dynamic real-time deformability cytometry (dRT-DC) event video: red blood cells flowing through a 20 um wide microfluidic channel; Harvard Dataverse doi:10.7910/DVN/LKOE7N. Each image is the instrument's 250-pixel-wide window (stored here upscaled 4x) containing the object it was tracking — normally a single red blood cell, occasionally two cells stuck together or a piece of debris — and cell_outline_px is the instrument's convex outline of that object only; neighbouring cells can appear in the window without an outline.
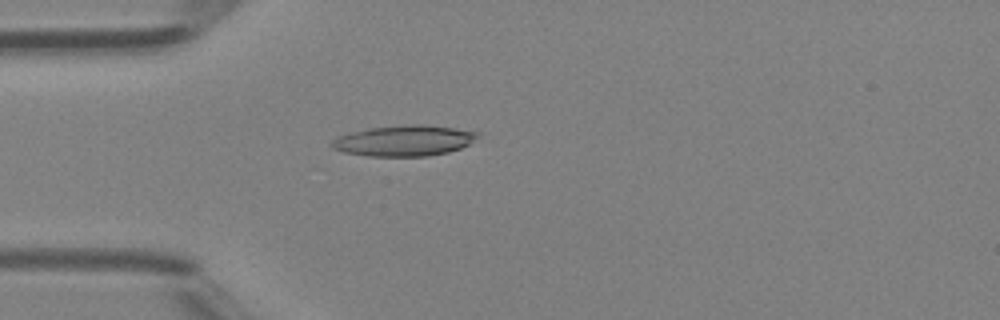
{"species": "Egyptian fruit bat (a non-hibernating species)", "species_latin": "Rousettus aegyptiacus", "temperature_condition": "room temperature", "stored_images_in_passage": 47, "camera_frame_rate_fps": 3000, "um_per_image_px": 0.085, "animal": {"sex": "female"}, "frame": {"image": 1, "passage_image": 13, "time_ms": 4.0, "image_size_px": [1000, 320], "cell_outline_px": [[480, 136], [468, 144], [460, 148], [448, 152], [428, 156], [368, 156], [344, 152], [332, 148], [328, 144], [336, 136], [368, 128], [404, 124], [420, 124], [456, 128], [480, 132]], "centroid_in_image_um": [34.33, 11.95], "position_along_channel_um": 50.7, "area_um2": 26.36}}
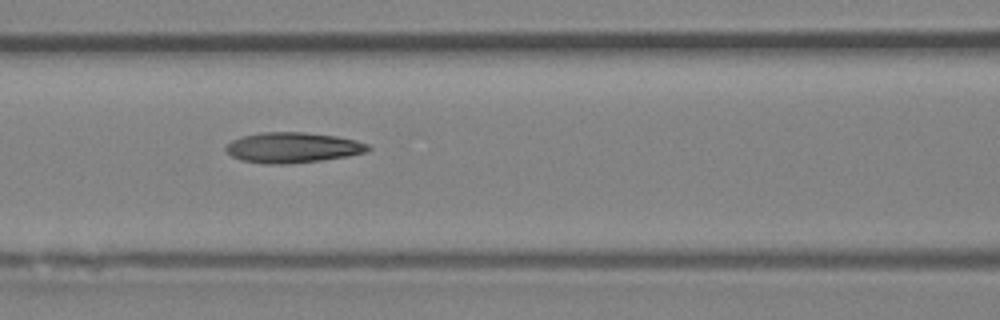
{"frame": {"image": 2, "passage_image": 20, "time_ms": 6.333, "image_size_px": [1000, 320], "cell_outline_px": [[372, 148], [368, 152], [348, 156], [320, 160], [288, 164], [264, 164], [240, 160], [232, 156], [224, 148], [232, 140], [240, 136], [260, 132], [304, 132], [336, 136], [356, 140], [368, 144]], "centroid_in_image_um": [24.88, 12.54], "position_along_channel_um": 141.7, "area_um2": 25.37}}
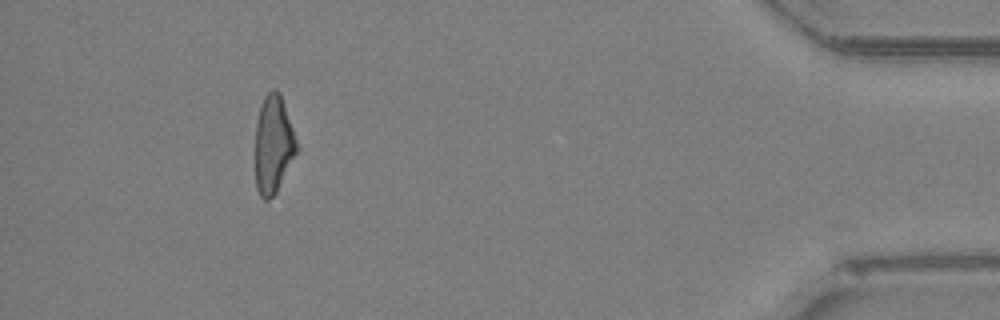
{"frame": {"image": 3, "passage_image": 43, "time_ms": 14.0, "image_size_px": [1000, 320], "cell_outline_px": [[300, 148], [276, 192], [268, 200], [264, 200], [260, 196], [256, 188], [256, 120], [264, 96], [272, 88], [276, 88], [280, 92]], "centroid_in_image_um": [23.25, 12.26], "position_along_channel_um": 411.9, "area_um2": 23.81}, "authors_computed_cell_mechanics": {"area_um2": 24.7962, "velocity_mm_per_s": 4.3474, "shape_relaxation_time_tau1_ms": 7.1552, "shape_relaxation_time_tau2_ms": 3.589, "deformation_change_tau1": 0.2049, "deformation_change_tau2": 0.1421}}